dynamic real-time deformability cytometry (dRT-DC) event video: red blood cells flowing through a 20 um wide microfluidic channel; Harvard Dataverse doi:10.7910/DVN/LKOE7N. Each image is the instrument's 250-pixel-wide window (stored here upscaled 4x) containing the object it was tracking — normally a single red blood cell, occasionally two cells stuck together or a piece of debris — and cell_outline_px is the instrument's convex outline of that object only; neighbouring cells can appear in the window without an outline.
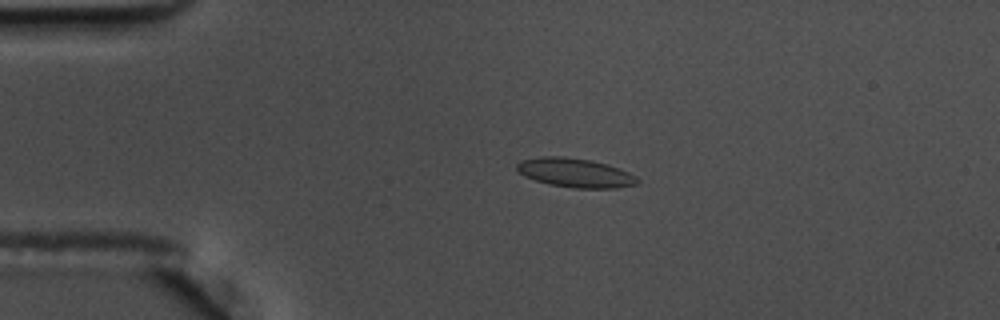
{"species": "common noctule bat (a hibernating species)", "species_latin": "Nyctalus noctula", "temperature_condition": "warm", "stored_images_in_passage": 10, "camera_frame_rate_fps": 3000, "um_per_image_px": 0.085, "animal": {"sex": "male", "body_mass_g": 17.5, "forearm_length_mm": 52.3}, "frame": {"image": 1, "passage_image": 6, "time_ms": 1.667, "image_size_px": [1000, 320], "cell_outline_px": [[640, 184], [616, 188], [572, 188], [548, 184], [524, 176], [516, 168], [516, 164], [520, 160], [544, 156], [564, 156], [592, 160], [608, 164], [628, 172], [636, 176], [640, 180]], "centroid_in_image_um": [48.92, 14.69], "position_along_channel_um": 36.1, "area_um2": 20.63}}